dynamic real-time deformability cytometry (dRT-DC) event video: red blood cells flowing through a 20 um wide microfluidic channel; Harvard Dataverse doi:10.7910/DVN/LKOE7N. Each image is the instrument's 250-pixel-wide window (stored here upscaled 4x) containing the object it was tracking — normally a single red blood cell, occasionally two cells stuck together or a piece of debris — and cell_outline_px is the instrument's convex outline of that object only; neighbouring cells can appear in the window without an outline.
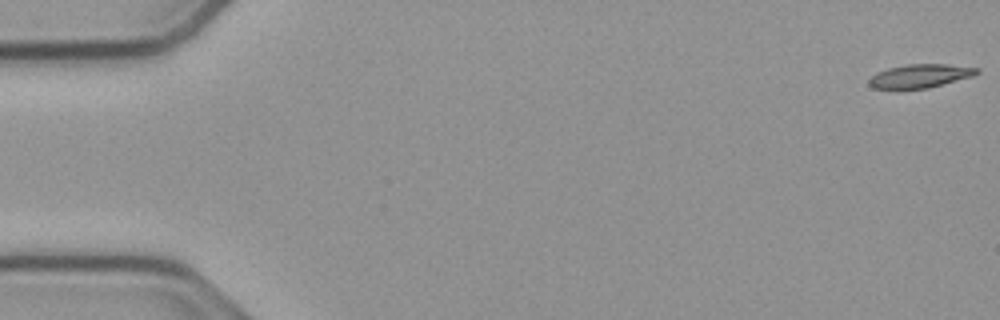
{"species": "common noctule bat (a hibernating species)", "species_latin": "Nyctalus noctula", "temperature_condition": "cold", "stored_images_in_passage": 55, "camera_frame_rate_fps": 3000, "um_per_image_px": 0.085, "animal": {"sex": "male", "body_mass_g": 23.1, "forearm_length_mm": 52.7}, "frame": {"image": 1, "passage_image": 1, "time_ms": 0.0, "image_size_px": [1000, 320], "cell_outline_px": [[980, 72], [972, 76], [928, 88], [896, 92], [872, 88], [868, 84], [868, 80], [876, 72], [888, 68], [908, 64], [948, 64], [980, 68]], "centroid_in_image_um": [78.12, 6.5], "position_along_channel_um": 6.9, "area_um2": 15.49}}
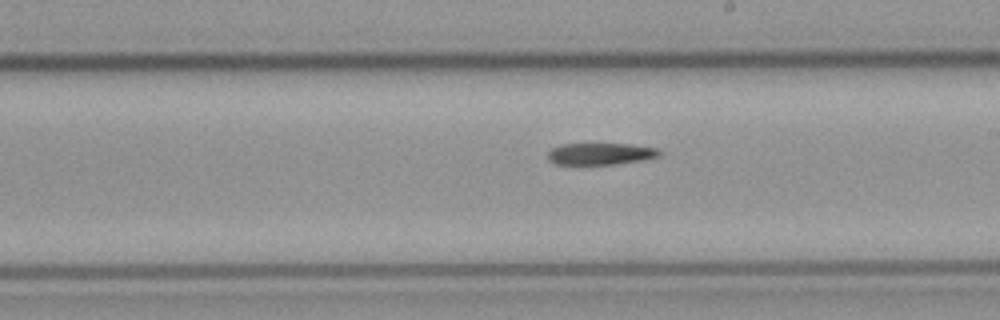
{"frame": {"image": 2, "passage_image": 31, "time_ms": 10.0, "image_size_px": [1000, 320], "cell_outline_px": [[660, 156], [640, 160], [612, 164], [580, 168], [556, 164], [548, 160], [548, 152], [552, 148], [560, 144], [632, 144], [656, 148], [660, 152]], "centroid_in_image_um": [50.92, 13.12], "position_along_channel_um": 238.1, "area_um2": 14.8}}
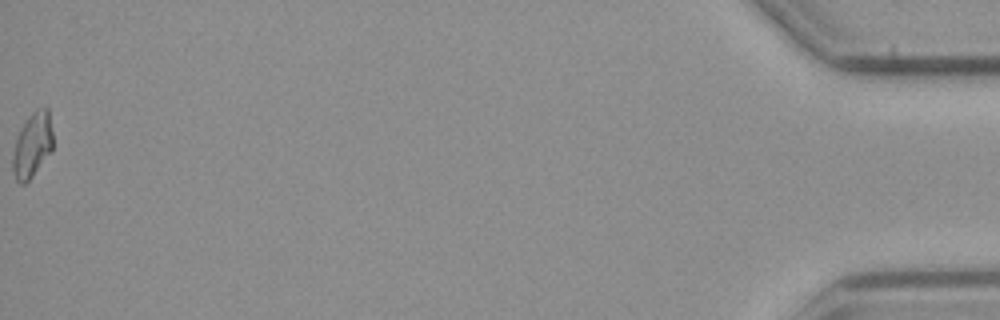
{"frame": {"image": 3, "passage_image": 55, "time_ms": 18.0, "image_size_px": [1000, 320], "cell_outline_px": [[52, 152], [32, 176], [24, 184], [20, 184], [16, 180], [12, 172], [12, 156], [16, 140], [20, 128], [28, 116], [36, 108], [48, 108], [52, 132]], "centroid_in_image_um": [2.74, 12.34], "position_along_channel_um": 432.5, "area_um2": 15.26}}